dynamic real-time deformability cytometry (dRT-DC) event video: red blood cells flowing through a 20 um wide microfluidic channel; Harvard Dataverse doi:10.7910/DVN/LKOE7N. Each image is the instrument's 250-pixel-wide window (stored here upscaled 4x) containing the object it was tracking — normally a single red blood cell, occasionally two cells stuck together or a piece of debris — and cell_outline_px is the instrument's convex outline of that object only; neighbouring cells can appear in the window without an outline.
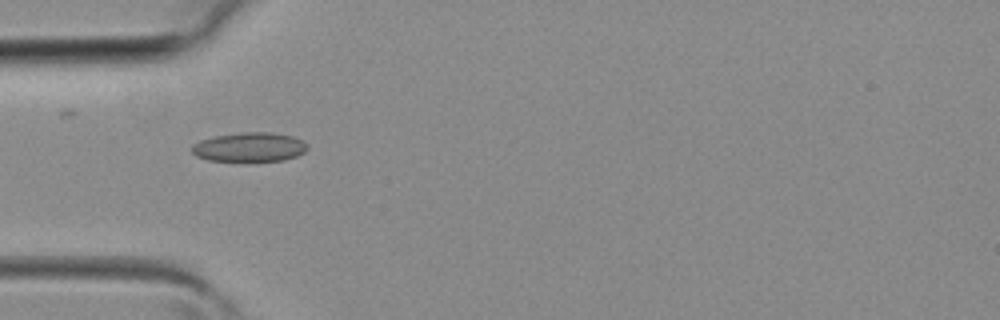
{"species": "common noctule bat (a hibernating species)", "species_latin": "Nyctalus noctula", "temperature_condition": "room temperature", "stored_images_in_passage": 29, "camera_frame_rate_fps": 3000, "um_per_image_px": 0.085, "animal": {"sex": "female", "body_mass_g": 19.3, "forearm_length_mm": 54.1}, "frame": {"image": 1, "passage_image": 1, "time_ms": 0.0, "image_size_px": [1000, 320], "cell_outline_px": [[308, 148], [304, 152], [296, 156], [284, 160], [208, 160], [196, 156], [192, 152], [192, 144], [200, 140], [216, 136], [244, 132], [268, 132], [292, 136], [308, 144]], "centroid_in_image_um": [21.2, 12.49], "position_along_channel_um": 63.8, "area_um2": 19.36}}
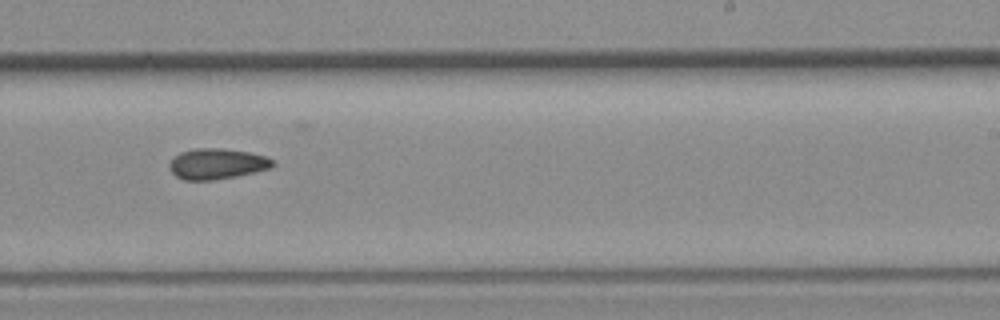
{"frame": {"image": 2, "passage_image": 13, "time_ms": 4.0, "image_size_px": [1000, 320], "cell_outline_px": [[276, 164], [272, 168], [236, 176], [212, 180], [184, 180], [176, 176], [172, 172], [168, 164], [180, 152], [196, 148], [220, 148], [248, 152], [264, 156], [272, 160]], "centroid_in_image_um": [18.44, 13.93], "position_along_channel_um": 270.6, "area_um2": 18.32}}
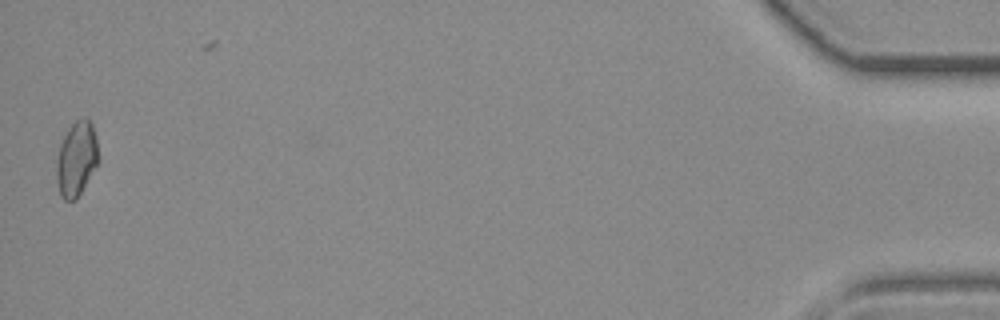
{"frame": {"image": 3, "passage_image": 28, "time_ms": 9.0, "image_size_px": [1000, 320], "cell_outline_px": [[100, 160], [80, 192], [72, 200], [64, 200], [60, 196], [56, 180], [56, 160], [60, 144], [64, 136], [72, 124], [76, 120], [84, 116], [92, 124], [96, 136]], "centroid_in_image_um": [6.5, 13.48], "position_along_channel_um": 428.7, "area_um2": 18.21}}